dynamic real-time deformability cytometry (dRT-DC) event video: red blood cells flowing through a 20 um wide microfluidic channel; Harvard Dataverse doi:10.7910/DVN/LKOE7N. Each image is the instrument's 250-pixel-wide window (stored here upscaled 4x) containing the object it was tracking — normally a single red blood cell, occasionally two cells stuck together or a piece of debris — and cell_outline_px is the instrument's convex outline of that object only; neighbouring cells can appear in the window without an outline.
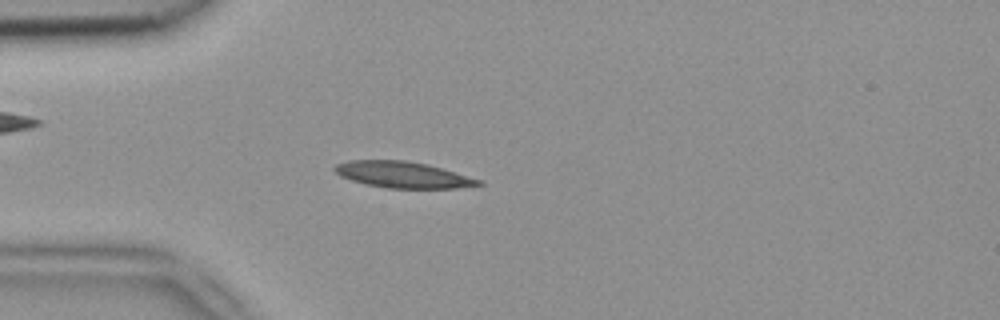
{"species": "common noctule bat (a hibernating species)", "species_latin": "Nyctalus noctula", "temperature_condition": "room temperature", "stored_images_in_passage": 50, "camera_frame_rate_fps": 3000, "um_per_image_px": 0.085, "animal": {"sex": "female", "body_mass_g": 18.4}, "frame": {"image": 1, "passage_image": 13, "time_ms": 4.0, "image_size_px": [1000, 320], "cell_outline_px": [[484, 184], [456, 188], [388, 188], [364, 184], [340, 176], [332, 168], [336, 164], [348, 160], [404, 160], [428, 164], [484, 180]], "centroid_in_image_um": [34.26, 14.85], "position_along_channel_um": 50.7, "area_um2": 22.14}}
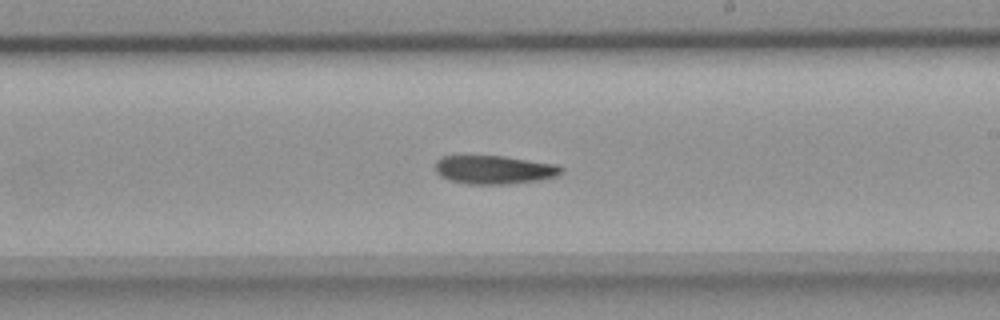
{"frame": {"image": 2, "passage_image": 29, "time_ms": 9.333, "image_size_px": [1000, 320], "cell_outline_px": [[564, 172], [556, 176], [540, 180], [508, 184], [468, 184], [448, 180], [440, 176], [436, 172], [436, 160], [440, 156], [504, 156], [556, 164], [564, 168]], "centroid_in_image_um": [42.01, 14.43], "position_along_channel_um": 247.0, "area_um2": 21.1}}
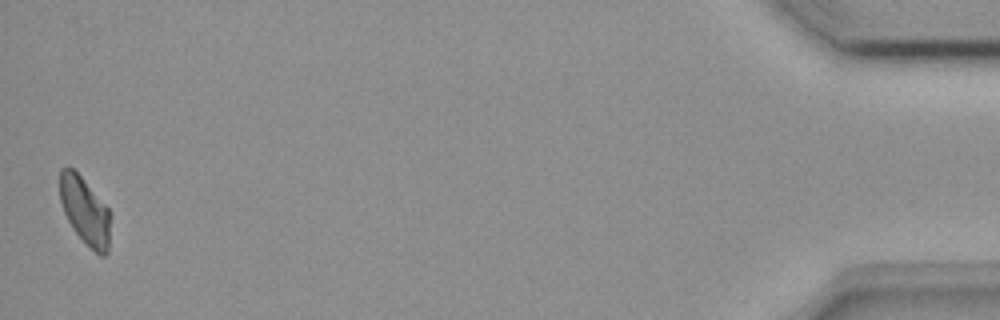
{"frame": {"image": 3, "passage_image": 50, "time_ms": 16.333, "image_size_px": [1000, 320], "cell_outline_px": [[108, 252], [104, 256], [100, 256], [72, 228], [64, 212], [60, 200], [60, 168], [72, 168], [80, 176], [108, 208]], "centroid_in_image_um": [7.18, 17.91], "position_along_channel_um": 428.0, "area_um2": 19.02}}